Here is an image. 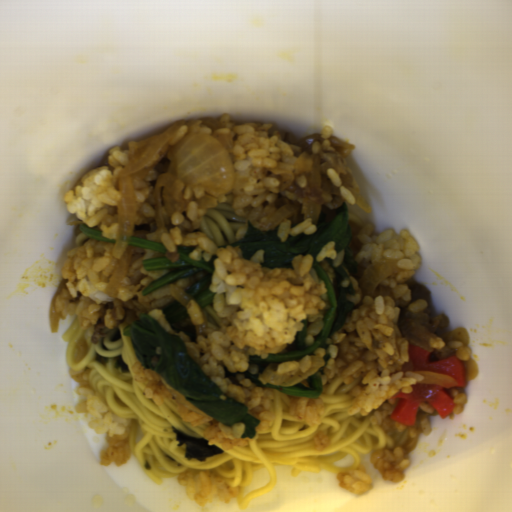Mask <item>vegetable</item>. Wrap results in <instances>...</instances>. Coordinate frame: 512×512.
I'll use <instances>...</instances> for the list:
<instances>
[{"label": "vegetable", "instance_id": "add77e79", "mask_svg": "<svg viewBox=\"0 0 512 512\" xmlns=\"http://www.w3.org/2000/svg\"><path fill=\"white\" fill-rule=\"evenodd\" d=\"M279 226L272 230H261L254 227L248 219L244 236L235 243L228 246L238 247L244 259L251 261L254 255L262 250L263 268L271 270L292 269L293 260L299 255H310L314 261L313 269L326 284L328 293V305L320 332L315 337L313 345H307V337L310 326V319L302 321L304 326L297 333L293 343L277 354L268 353V357L250 356L248 362L252 365L272 362H292L309 356L316 348H324L323 359L327 363L332 355L329 353V346L326 339L332 338L339 332L344 324L347 315L354 306V302L348 301V295H355L352 283L342 287L341 283L348 276L341 268L334 269V285L322 269L317 256L321 250L330 242L335 245L334 251L339 253L345 251L342 267L350 274L357 271V262L350 249L352 242L351 224L349 222L348 207L345 202L337 208H329L327 204H321L319 220L316 224V231L312 234L299 233L282 241L278 234Z\"/></svg>", "mask_w": 512, "mask_h": 512}, {"label": "vegetable", "instance_id": "ea0f7189", "mask_svg": "<svg viewBox=\"0 0 512 512\" xmlns=\"http://www.w3.org/2000/svg\"><path fill=\"white\" fill-rule=\"evenodd\" d=\"M122 333L129 336L144 369L158 373L190 404L211 418L229 426L243 423L241 439L256 437L260 420L249 414L245 404L234 401L198 368L182 338L145 313L123 328Z\"/></svg>", "mask_w": 512, "mask_h": 512}, {"label": "vegetable", "instance_id": "f7b5029e", "mask_svg": "<svg viewBox=\"0 0 512 512\" xmlns=\"http://www.w3.org/2000/svg\"><path fill=\"white\" fill-rule=\"evenodd\" d=\"M197 249L195 245H179L176 249L178 259L171 262L169 258L165 257H151L142 260L143 267L147 271H159L169 269L167 273L150 281L147 286L141 291L143 296L151 293L152 291L167 285L177 279L185 276L204 272L205 276L194 285L187 288L184 292L190 299L196 301L201 308L213 303L215 298L211 292L212 273L216 269L214 261L218 259V255H213L209 260L201 259L196 261L190 258V254Z\"/></svg>", "mask_w": 512, "mask_h": 512}, {"label": "vegetable", "instance_id": "96ceb2fe", "mask_svg": "<svg viewBox=\"0 0 512 512\" xmlns=\"http://www.w3.org/2000/svg\"><path fill=\"white\" fill-rule=\"evenodd\" d=\"M244 377L250 380L255 386L267 388V389H276L277 391L283 394H289L292 396L298 397H319L321 396L324 388H323V379L320 371H316L309 377H307V383L309 386H304L300 382L293 385H272V384H264L258 374H252L250 371H245Z\"/></svg>", "mask_w": 512, "mask_h": 512}, {"label": "vegetable", "instance_id": "f1789d4c", "mask_svg": "<svg viewBox=\"0 0 512 512\" xmlns=\"http://www.w3.org/2000/svg\"><path fill=\"white\" fill-rule=\"evenodd\" d=\"M162 313L166 323L170 324L183 321L188 315L187 306L184 307L178 300L163 308Z\"/></svg>", "mask_w": 512, "mask_h": 512}, {"label": "vegetable", "instance_id": "8f37a823", "mask_svg": "<svg viewBox=\"0 0 512 512\" xmlns=\"http://www.w3.org/2000/svg\"><path fill=\"white\" fill-rule=\"evenodd\" d=\"M128 245L134 246V247L150 249L153 251L164 253L166 255V247L163 244L158 243L153 240H150V239H147V238H137V237L130 235Z\"/></svg>", "mask_w": 512, "mask_h": 512}, {"label": "vegetable", "instance_id": "6e5ebb59", "mask_svg": "<svg viewBox=\"0 0 512 512\" xmlns=\"http://www.w3.org/2000/svg\"><path fill=\"white\" fill-rule=\"evenodd\" d=\"M79 230L82 231L84 235H86L88 238L104 241L110 244L115 245V238H105L103 237V230L95 227H89L85 223L78 225Z\"/></svg>", "mask_w": 512, "mask_h": 512}, {"label": "vegetable", "instance_id": "b0100df1", "mask_svg": "<svg viewBox=\"0 0 512 512\" xmlns=\"http://www.w3.org/2000/svg\"><path fill=\"white\" fill-rule=\"evenodd\" d=\"M184 335H187L191 343H196L197 341V331L194 325H188L184 327L182 330Z\"/></svg>", "mask_w": 512, "mask_h": 512}]
</instances>
